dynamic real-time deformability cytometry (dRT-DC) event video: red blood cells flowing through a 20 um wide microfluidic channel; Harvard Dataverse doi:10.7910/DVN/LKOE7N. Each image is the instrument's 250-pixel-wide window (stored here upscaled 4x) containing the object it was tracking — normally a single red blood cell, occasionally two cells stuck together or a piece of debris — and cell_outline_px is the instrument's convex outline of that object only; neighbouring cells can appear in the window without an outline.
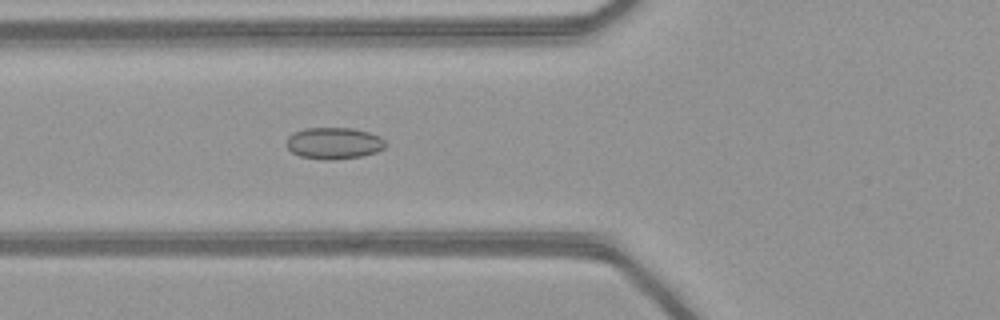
{"species": "common noctule bat (a hibernating species)", "species_latin": "Nyctalus noctula", "temperature_condition": "warm", "stored_images_in_passage": 48, "camera_frame_rate_fps": 3000, "um_per_image_px": 0.085, "animal": {"sex": "female", "body_mass_g": 21.9}, "frame": {"image": 1, "passage_image": 18, "time_ms": 5.667, "image_size_px": [1000, 320], "cell_outline_px": [[388, 144], [384, 148], [376, 152], [360, 156], [336, 160], [324, 160], [300, 156], [292, 152], [284, 144], [288, 136], [292, 132], [304, 128], [352, 128], [368, 132], [380, 136]], "centroid_in_image_um": [28.36, 12.17], "position_along_channel_um": 97.4, "area_um2": 18.5}}
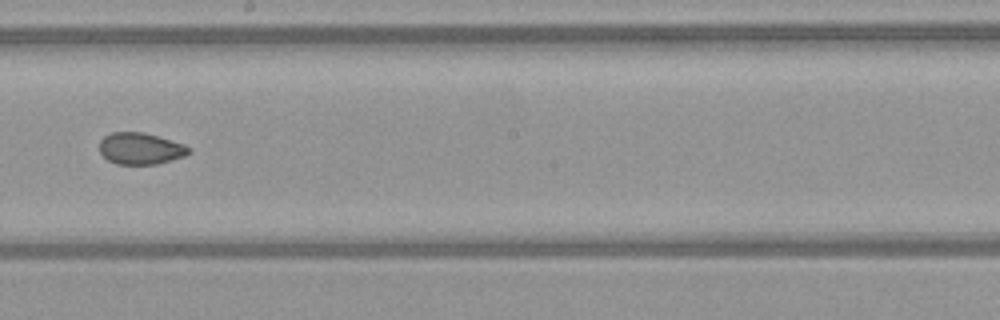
{"frame": {"image": 2, "passage_image": 28, "time_ms": 9.0, "image_size_px": [1000, 320], "cell_outline_px": [[192, 152], [184, 156], [156, 164], [116, 164], [108, 160], [100, 152], [100, 140], [104, 136], [112, 132], [144, 132], [184, 144], [192, 148]], "centroid_in_image_um": [11.95, 12.62], "position_along_channel_um": 236.2, "area_um2": 16.47}}
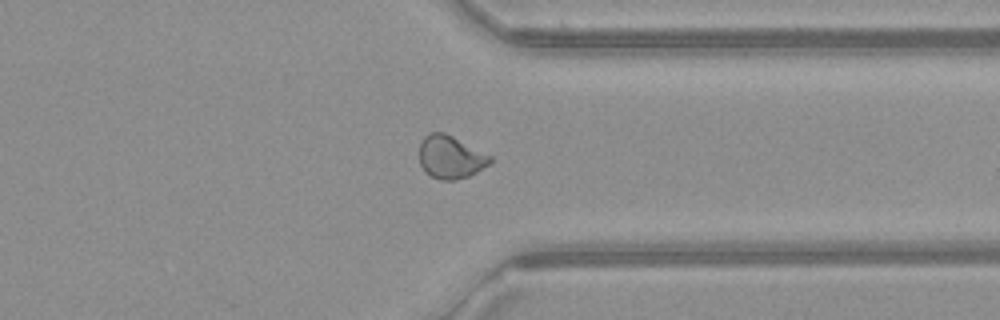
{"frame": {"image": 3, "passage_image": 38, "time_ms": 12.333, "image_size_px": [1000, 320], "cell_outline_px": [[492, 164], [468, 176], [456, 180], [440, 180], [424, 172], [420, 164], [420, 144], [424, 136], [428, 132], [444, 132], [492, 156]], "centroid_in_image_um": [38.3, 13.36], "position_along_channel_um": 373.1, "area_um2": 17.8}}